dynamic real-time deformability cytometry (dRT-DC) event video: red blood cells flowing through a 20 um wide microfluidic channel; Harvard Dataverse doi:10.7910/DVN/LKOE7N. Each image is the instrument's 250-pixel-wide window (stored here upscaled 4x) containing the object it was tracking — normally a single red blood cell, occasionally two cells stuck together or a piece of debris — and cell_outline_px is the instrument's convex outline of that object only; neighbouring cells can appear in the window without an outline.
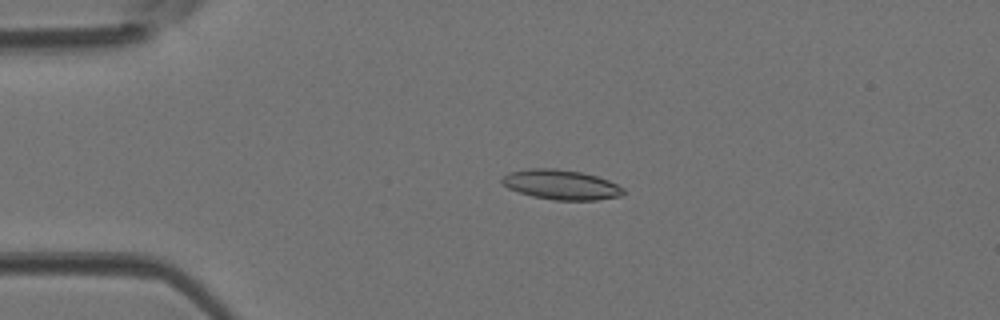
{"species": "Egyptian fruit bat (a non-hibernating species)", "species_latin": "Rousettus aegyptiacus", "temperature_condition": "room temperature", "stored_images_in_passage": 45, "camera_frame_rate_fps": 3000, "um_per_image_px": 0.085, "animal": {"sex": "female"}, "frame": {"image": 1, "passage_image": 10, "time_ms": 3.0, "image_size_px": [1000, 320], "cell_outline_px": [[624, 192], [620, 196], [596, 200], [552, 200], [532, 196], [508, 188], [500, 180], [508, 172], [528, 168], [552, 168], [580, 172], [596, 176], [608, 180], [624, 188]], "centroid_in_image_um": [47.67, 15.69], "position_along_channel_um": 37.3, "area_um2": 20.98}}
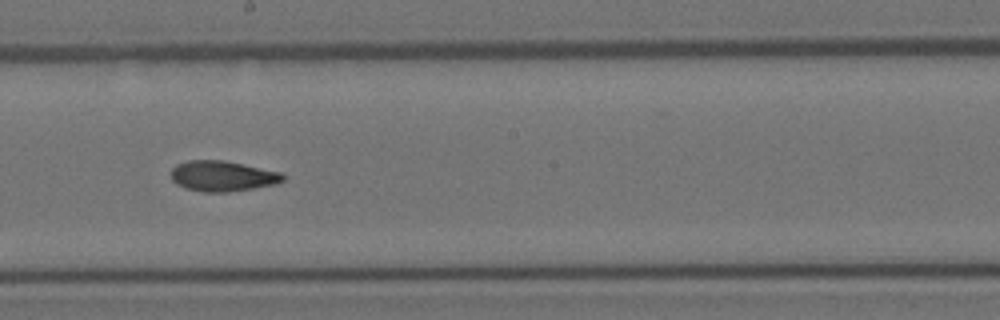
{"frame": {"image": 2, "passage_image": 25, "time_ms": 8.0, "image_size_px": [1000, 320], "cell_outline_px": [[284, 180], [276, 184], [228, 192], [204, 192], [184, 188], [176, 184], [172, 180], [172, 168], [176, 164], [188, 160], [224, 160], [280, 172], [284, 176]], "centroid_in_image_um": [18.88, 14.96], "position_along_channel_um": 229.3, "area_um2": 19.83}}
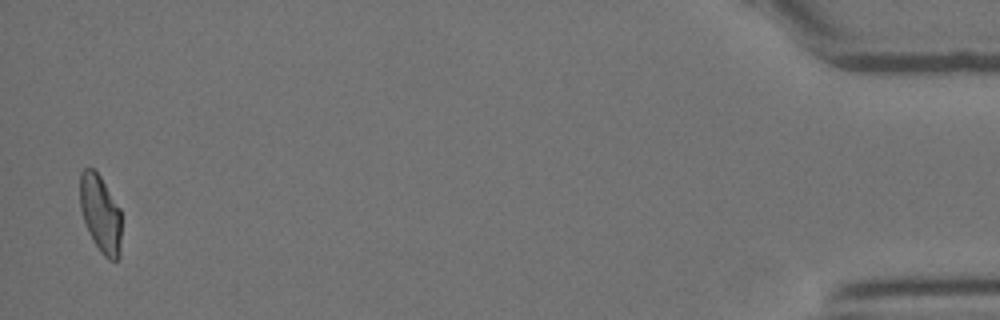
{"frame": {"image": 3, "passage_image": 44, "time_ms": 14.333, "image_size_px": [1000, 320], "cell_outline_px": [[120, 256], [116, 260], [108, 260], [100, 252], [84, 220], [80, 208], [80, 172], [84, 168], [92, 168], [100, 176], [120, 208]], "centroid_in_image_um": [8.54, 18.15], "position_along_channel_um": 426.7, "area_um2": 18.44}}